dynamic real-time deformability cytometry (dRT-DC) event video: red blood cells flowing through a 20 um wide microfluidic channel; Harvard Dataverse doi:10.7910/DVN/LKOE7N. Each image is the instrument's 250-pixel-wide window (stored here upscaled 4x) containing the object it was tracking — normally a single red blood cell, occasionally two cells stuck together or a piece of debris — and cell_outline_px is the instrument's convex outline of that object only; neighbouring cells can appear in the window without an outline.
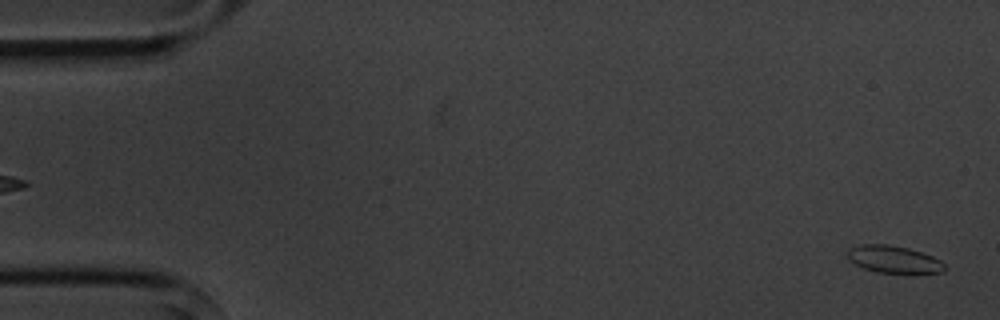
{"species": "common noctule bat (a hibernating species)", "species_latin": "Nyctalus noctula", "temperature_condition": "cold", "stored_images_in_passage": 5, "segment_of_instrument_passage": [2, 2], "camera_frame_rate_fps": 3000, "um_per_image_px": 0.085, "animal": {"sex": "male", "body_mass_g": 20.1, "forearm_length_mm": 53.5}, "frame": {"image": 1, "passage_image": 5, "time_ms": 4.333, "image_size_px": [1000, 320], "cell_outline_px": [[944, 268], [940, 272], [916, 276], [876, 272], [864, 268], [848, 260], [844, 252], [848, 248], [860, 244], [888, 244], [908, 248], [932, 256], [940, 260], [944, 264]], "centroid_in_image_um": [75.94, 22.08], "position_along_channel_um": 9.1, "area_um2": 16.18}}